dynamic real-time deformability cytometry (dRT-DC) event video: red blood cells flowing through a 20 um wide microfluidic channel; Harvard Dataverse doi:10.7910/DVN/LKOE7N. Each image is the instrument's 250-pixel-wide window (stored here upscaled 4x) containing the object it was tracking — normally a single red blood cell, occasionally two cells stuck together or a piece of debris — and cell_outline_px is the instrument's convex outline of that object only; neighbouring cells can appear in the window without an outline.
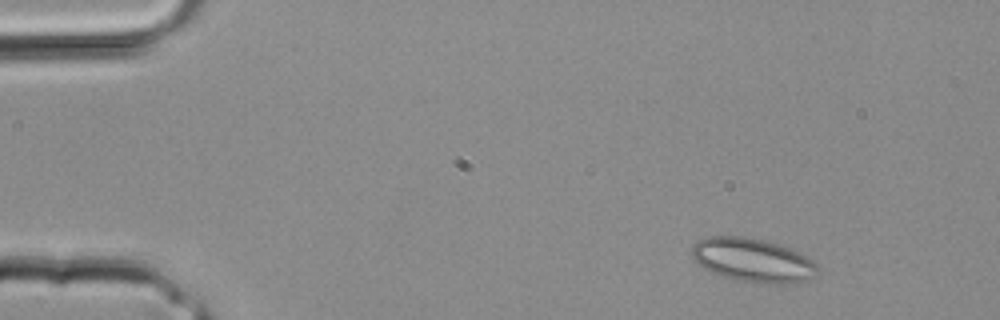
{"species": "common noctule bat (a hibernating species)", "species_latin": "Nyctalus noctula", "temperature_condition": "room temperature", "stored_images_in_passage": 3, "camera_frame_rate_fps": 3000, "um_per_image_px": 0.085, "animal": {"sex": "male", "body_mass_g": 20.4}, "frame": {"image": 1, "passage_image": 3, "time_ms": 0.667, "image_size_px": [1000, 320], "cell_outline_px": [[820, 272], [808, 280], [796, 284], [764, 284], [740, 280], [724, 276], [712, 272], [704, 268], [692, 256], [692, 244], [696, 240], [708, 236], [740, 236], [764, 240], [800, 252], [812, 260], [820, 268]], "centroid_in_image_um": [64.03, 22.12], "position_along_channel_um": 21.0, "area_um2": 32.25}}